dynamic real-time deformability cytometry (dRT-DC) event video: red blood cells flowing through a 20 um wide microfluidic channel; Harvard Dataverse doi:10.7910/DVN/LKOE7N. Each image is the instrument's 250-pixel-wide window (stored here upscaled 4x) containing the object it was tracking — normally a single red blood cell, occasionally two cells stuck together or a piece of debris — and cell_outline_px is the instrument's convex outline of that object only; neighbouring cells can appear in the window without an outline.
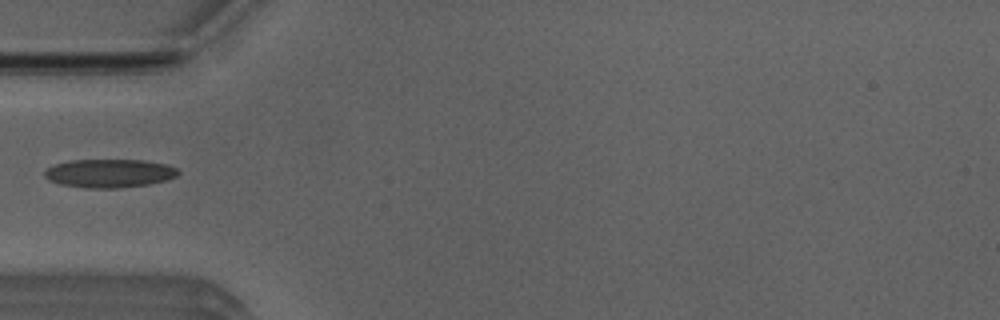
{"species": "Egyptian fruit bat (a non-hibernating species)", "species_latin": "Rousettus aegyptiacus", "temperature_condition": "room temperature", "stored_images_in_passage": 36, "camera_frame_rate_fps": 3000, "um_per_image_px": 0.085, "animal": {"sex": "male"}, "frame": {"image": 1, "passage_image": 1, "time_ms": 0.0, "image_size_px": [1000, 320], "cell_outline_px": [[180, 172], [176, 176], [168, 180], [148, 184], [120, 188], [88, 188], [60, 184], [48, 180], [44, 176], [44, 172], [48, 168], [56, 164], [68, 160], [144, 160], [164, 164], [176, 168]], "centroid_in_image_um": [9.29, 14.73], "position_along_channel_um": 75.7, "area_um2": 22.14}}
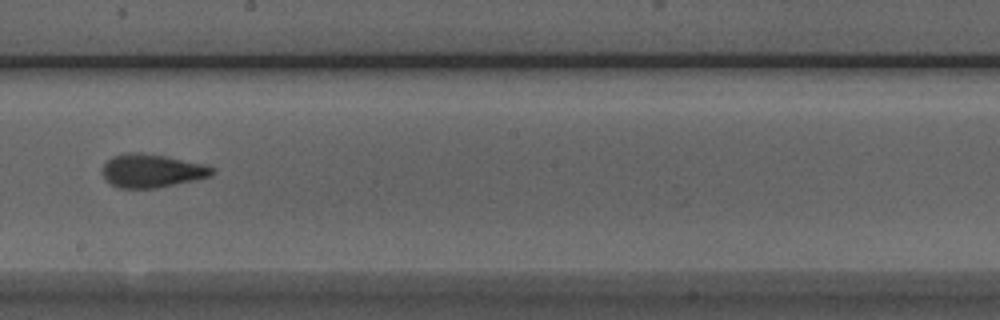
{"frame": {"image": 2, "passage_image": 13, "time_ms": 4.0, "image_size_px": [1000, 320], "cell_outline_px": [[216, 172], [212, 176], [196, 180], [156, 188], [120, 188], [108, 184], [100, 172], [104, 164], [112, 156], [128, 152], [140, 152], [164, 156], [208, 164], [216, 168]], "centroid_in_image_um": [12.92, 14.52], "position_along_channel_um": 235.3, "area_um2": 21.85}}
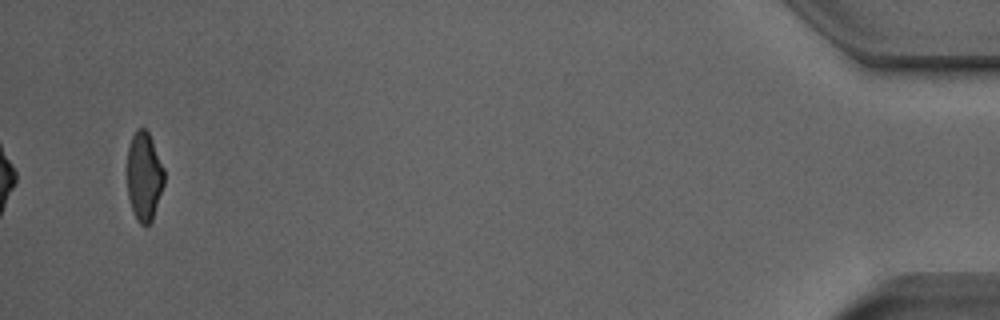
{"frame": {"image": 3, "passage_image": 34, "time_ms": 11.0, "image_size_px": [1000, 320], "cell_outline_px": [[164, 184], [152, 220], [144, 228], [140, 224], [132, 208], [128, 196], [128, 148], [132, 136], [136, 128], [144, 128], [148, 132], [152, 140], [164, 168]], "centroid_in_image_um": [12.26, 14.98], "position_along_channel_um": 422.9, "area_um2": 18.96}}